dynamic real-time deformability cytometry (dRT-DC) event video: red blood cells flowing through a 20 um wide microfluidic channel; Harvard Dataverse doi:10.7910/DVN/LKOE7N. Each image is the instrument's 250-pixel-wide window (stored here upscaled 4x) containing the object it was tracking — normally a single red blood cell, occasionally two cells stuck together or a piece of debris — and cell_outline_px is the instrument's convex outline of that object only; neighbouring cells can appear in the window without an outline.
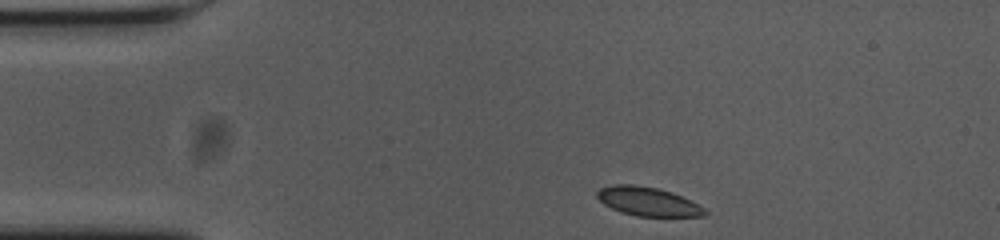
{"species": "common noctule bat (a hibernating species)", "species_latin": "Nyctalus noctula", "temperature_condition": "cold", "stored_images_in_passage": 40, "camera_frame_rate_fps": 3000, "um_per_image_px": 0.085, "animal": {"sex": "female", "body_mass_g": 23.0, "forearm_length_mm": 53.4}, "frame": {"image": 1, "passage_image": 1, "time_ms": 0.0, "image_size_px": [1000, 240], "cell_outline_px": [[708, 212], [704, 216], [636, 216], [620, 212], [604, 204], [596, 196], [596, 192], [600, 188], [616, 184], [632, 184], [656, 188], [672, 192], [704, 208]], "centroid_in_image_um": [55.03, 17.13], "position_along_channel_um": 30.0, "area_um2": 17.86}}
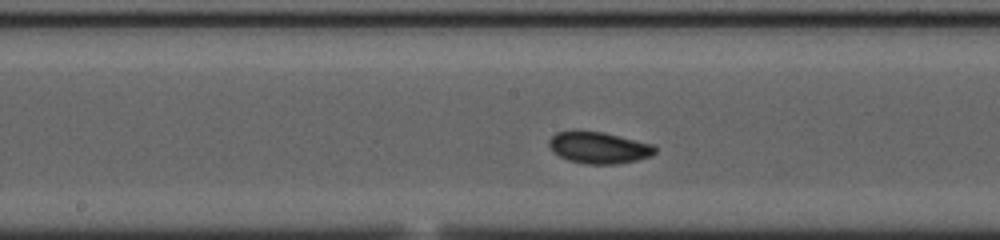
{"frame": {"image": 2, "passage_image": 19, "time_ms": 6.0, "image_size_px": [1000, 240], "cell_outline_px": [[656, 152], [652, 156], [636, 160], [616, 164], [584, 164], [568, 160], [552, 152], [548, 144], [548, 140], [556, 132], [572, 128], [604, 132], [652, 144], [656, 148]], "centroid_in_image_um": [50.84, 12.52], "position_along_channel_um": 197.4, "area_um2": 20.06}}
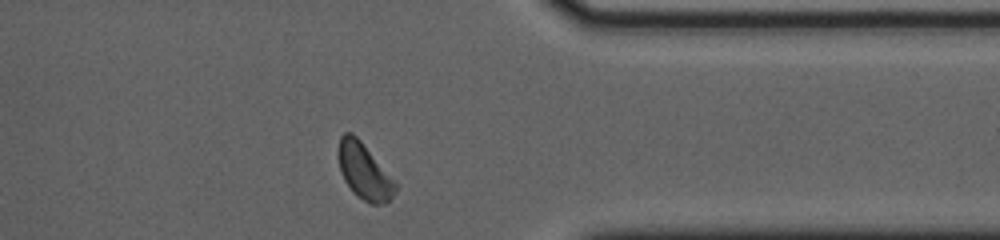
{"frame": {"image": 3, "passage_image": 35, "time_ms": 11.333, "image_size_px": [1000, 240], "cell_outline_px": [[396, 192], [388, 200], [380, 204], [372, 204], [356, 196], [344, 180], [340, 172], [336, 152], [340, 136], [344, 132], [352, 132], [360, 140], [396, 184]], "centroid_in_image_um": [30.88, 14.54], "position_along_channel_um": 380.5, "area_um2": 18.32}, "authors_computed_cell_mechanics": {"area_um2": 18.6694, "velocity_mm_per_s": 3.6425, "shape_relaxation_time_tau1_ms": 6.7494, "shape_relaxation_time_tau2_ms": null, "deformation_change_tau1": 0.1353, "deformation_change_tau2": null}}